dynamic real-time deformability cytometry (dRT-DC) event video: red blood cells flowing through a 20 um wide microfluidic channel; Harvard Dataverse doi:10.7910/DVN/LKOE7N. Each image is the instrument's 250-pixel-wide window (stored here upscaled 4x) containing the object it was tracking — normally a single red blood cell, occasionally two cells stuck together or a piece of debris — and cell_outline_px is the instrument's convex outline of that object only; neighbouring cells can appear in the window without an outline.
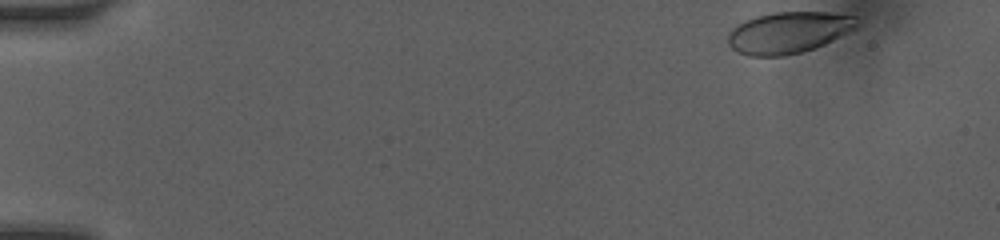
{"species": "human", "species_latin": "Homo sapiens", "temperature_condition": "room temperature", "stored_images_in_passage": 22, "camera_frame_rate_fps": 3000, "um_per_image_px": 0.085, "donor": {"sex": "female"}, "frame": {"image": 1, "passage_image": 1, "time_ms": 0.0, "image_size_px": [1000, 240], "cell_outline_px": [[864, 20], [860, 28], [824, 44], [800, 52], [784, 56], [748, 56], [736, 52], [728, 44], [728, 32], [736, 24], [744, 20], [756, 16], [772, 12], [828, 12], [856, 16]], "centroid_in_image_um": [67.08, 2.75], "position_along_channel_um": 17.9, "area_um2": 31.85}}
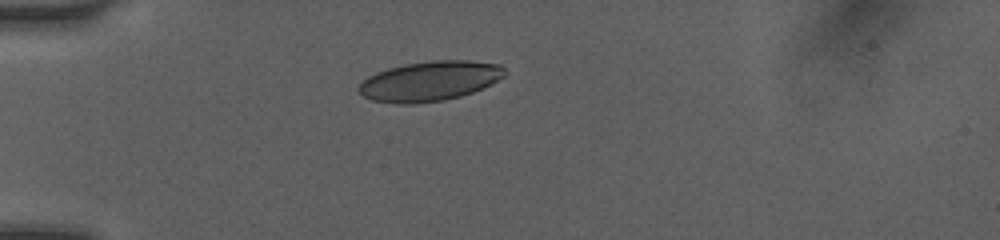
{"frame": {"image": 2, "passage_image": 14, "time_ms": 3.333, "image_size_px": [1000, 240], "cell_outline_px": [[504, 76], [472, 92], [460, 96], [444, 100], [372, 100], [364, 96], [356, 88], [368, 76], [376, 72], [388, 68], [404, 64], [432, 60], [468, 60], [500, 64], [504, 68]], "centroid_in_image_um": [36.55, 6.82], "position_along_channel_um": 48.4, "area_um2": 32.43}}
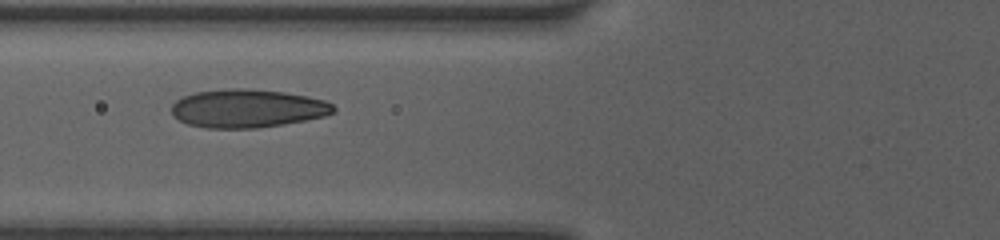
{"frame": {"image": 3, "passage_image": 21, "time_ms": 5.333, "image_size_px": [1000, 240], "cell_outline_px": [[336, 108], [332, 112], [324, 116], [304, 120], [256, 128], [208, 128], [188, 124], [180, 120], [172, 112], [172, 104], [176, 100], [184, 96], [196, 92], [232, 88], [244, 88], [284, 92], [308, 96], [324, 100], [332, 104]], "centroid_in_image_um": [21.03, 9.21], "position_along_channel_um": 104.8, "area_um2": 35.78}}